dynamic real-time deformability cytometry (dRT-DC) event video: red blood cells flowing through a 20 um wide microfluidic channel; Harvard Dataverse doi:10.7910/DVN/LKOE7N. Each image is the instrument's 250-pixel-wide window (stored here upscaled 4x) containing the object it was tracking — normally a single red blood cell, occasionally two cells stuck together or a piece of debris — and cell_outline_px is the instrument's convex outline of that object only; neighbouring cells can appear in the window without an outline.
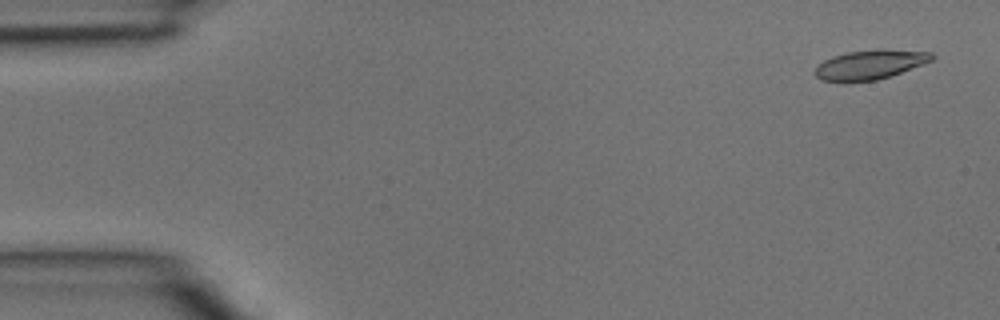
{"species": "common noctule bat (a hibernating species)", "species_latin": "Nyctalus noctula", "temperature_condition": "room temperature", "stored_images_in_passage": 3, "camera_frame_rate_fps": 3000, "um_per_image_px": 0.085, "animal": {"sex": "male", "body_mass_g": 15.6}, "frame": {"image": 1, "passage_image": 1, "time_ms": 0.0, "image_size_px": [1000, 320], "cell_outline_px": [[936, 56], [932, 60], [924, 64], [876, 80], [820, 80], [812, 72], [824, 60], [832, 56], [848, 52], [876, 48], [884, 48], [932, 52]], "centroid_in_image_um": [74.0, 5.44], "position_along_channel_um": 11.0, "area_um2": 19.88}}